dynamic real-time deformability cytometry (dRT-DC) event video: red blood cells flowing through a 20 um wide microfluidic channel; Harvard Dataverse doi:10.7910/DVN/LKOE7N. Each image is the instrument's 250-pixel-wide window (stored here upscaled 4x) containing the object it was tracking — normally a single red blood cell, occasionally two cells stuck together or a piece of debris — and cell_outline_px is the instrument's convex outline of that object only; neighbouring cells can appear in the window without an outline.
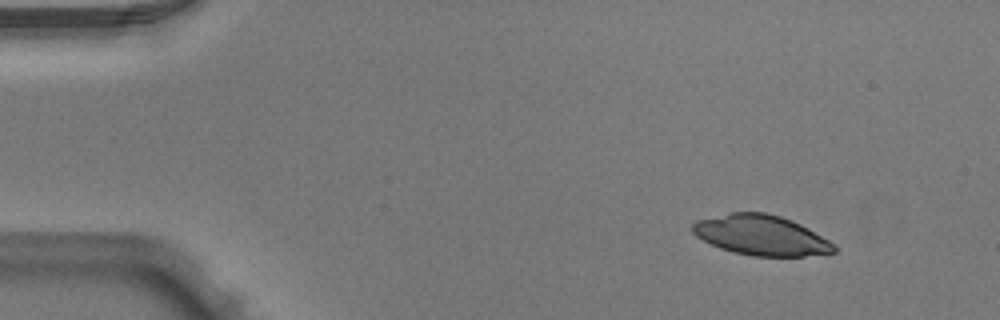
{"species": "Egyptian fruit bat (a non-hibernating species)", "species_latin": "Rousettus aegyptiacus", "temperature_condition": "warm", "stored_images_in_passage": 3, "camera_frame_rate_fps": 3000, "um_per_image_px": 0.085, "animal": {"sex": "male"}, "frame": {"image": 1, "passage_image": 1, "time_ms": 0.0, "image_size_px": [1000, 320], "cell_outline_px": [[836, 252], [828, 256], [752, 256], [732, 252], [720, 248], [696, 236], [692, 232], [692, 224], [696, 220], [732, 212], [764, 212], [780, 216], [792, 220], [808, 228], [828, 240], [836, 248]], "centroid_in_image_um": [64.73, 20.01], "position_along_channel_um": 20.3, "area_um2": 33.29}}